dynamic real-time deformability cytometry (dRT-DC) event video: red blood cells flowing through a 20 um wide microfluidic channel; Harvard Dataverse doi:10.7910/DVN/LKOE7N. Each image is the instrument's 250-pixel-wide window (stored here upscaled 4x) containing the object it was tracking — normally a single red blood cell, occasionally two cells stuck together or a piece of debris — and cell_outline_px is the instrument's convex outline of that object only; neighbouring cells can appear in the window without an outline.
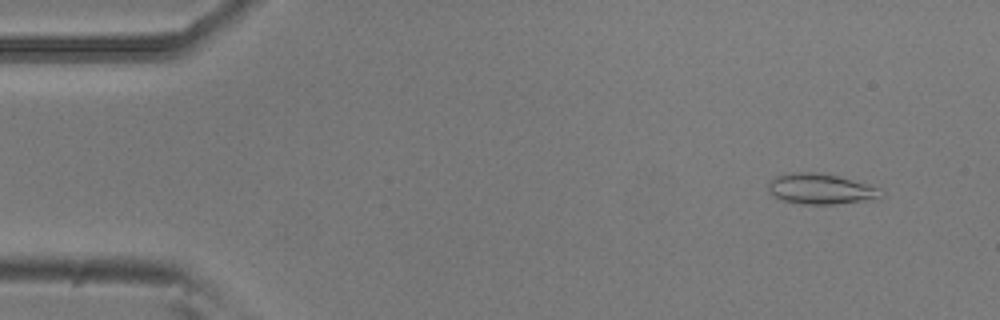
{"species": "common noctule bat (a hibernating species)", "species_latin": "Nyctalus noctula", "temperature_condition": "room temperature", "stored_images_in_passage": 5, "camera_frame_rate_fps": 3000, "um_per_image_px": 0.085, "animal": {"sex": "male", "body_mass_g": 20.5, "forearm_length_mm": 52.5}, "frame": {"image": 1, "passage_image": 2, "time_ms": 0.333, "image_size_px": [1000, 320], "cell_outline_px": [[884, 196], [872, 200], [832, 204], [804, 204], [784, 200], [768, 192], [768, 180], [776, 176], [792, 172], [820, 172], [868, 184], [880, 188], [884, 192]], "centroid_in_image_um": [69.78, 16.05], "position_along_channel_um": 15.2, "area_um2": 20.11}}